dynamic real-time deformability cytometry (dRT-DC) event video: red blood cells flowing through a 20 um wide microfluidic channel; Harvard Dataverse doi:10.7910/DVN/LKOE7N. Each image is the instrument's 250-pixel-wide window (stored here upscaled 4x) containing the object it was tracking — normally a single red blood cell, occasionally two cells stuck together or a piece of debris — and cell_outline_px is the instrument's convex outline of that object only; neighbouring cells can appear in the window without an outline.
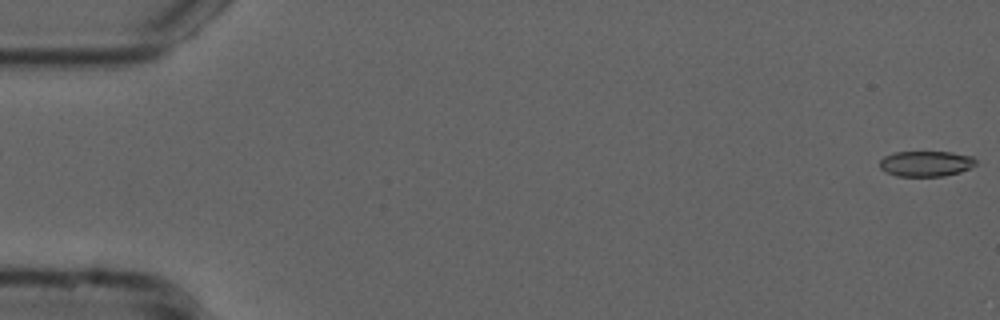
{"species": "common noctule bat (a hibernating species)", "species_latin": "Nyctalus noctula", "temperature_condition": "cold", "stored_images_in_passage": 15, "camera_frame_rate_fps": 3000, "um_per_image_px": 0.085, "animal": {"sex": "male", "forearm_length_mm": 52.5}, "frame": {"image": 1, "passage_image": 1, "time_ms": 0.0, "image_size_px": [1000, 320], "cell_outline_px": [[976, 164], [960, 172], [944, 176], [896, 176], [884, 172], [880, 168], [880, 160], [884, 156], [892, 152], [952, 152], [972, 156], [976, 160]], "centroid_in_image_um": [78.67, 13.91], "position_along_channel_um": 6.3, "area_um2": 14.39}}
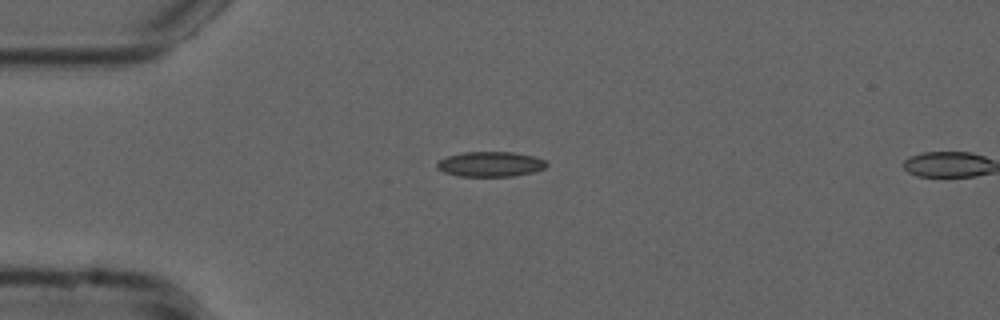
{"frame": {"image": 2, "passage_image": 14, "time_ms": 4.333, "image_size_px": [1000, 320], "cell_outline_px": [[548, 164], [544, 168], [532, 172], [512, 176], [460, 176], [444, 172], [436, 168], [436, 164], [440, 160], [448, 156], [464, 152], [512, 152], [536, 156], [544, 160]], "centroid_in_image_um": [41.69, 13.95], "position_along_channel_um": 43.3, "area_um2": 15.9}}